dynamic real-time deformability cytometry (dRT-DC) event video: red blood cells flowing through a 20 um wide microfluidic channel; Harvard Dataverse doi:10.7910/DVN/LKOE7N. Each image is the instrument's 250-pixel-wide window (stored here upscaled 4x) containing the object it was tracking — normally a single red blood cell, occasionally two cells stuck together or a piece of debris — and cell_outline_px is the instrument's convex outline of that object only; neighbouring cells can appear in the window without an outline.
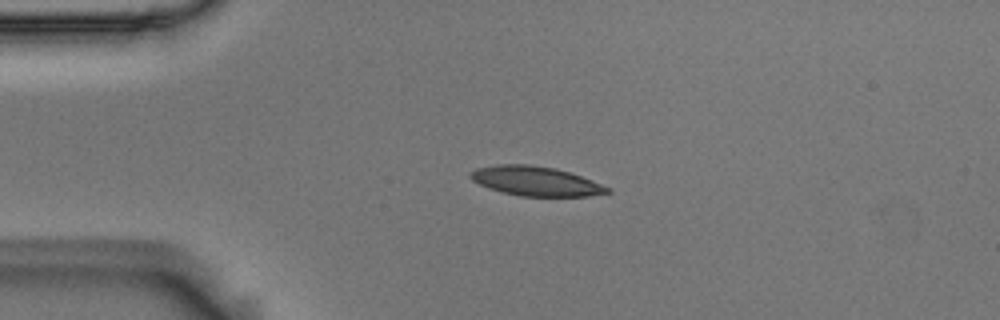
{"species": "Egyptian fruit bat (a non-hibernating species)", "species_latin": "Rousettus aegyptiacus", "temperature_condition": "room temperature", "stored_images_in_passage": 13, "camera_frame_rate_fps": 3000, "um_per_image_px": 0.085, "animal": {"sex": "male"}, "frame": {"image": 1, "passage_image": 2, "time_ms": 0.333, "image_size_px": [1000, 320], "cell_outline_px": [[612, 192], [588, 196], [520, 196], [488, 188], [472, 180], [468, 176], [468, 172], [476, 168], [496, 164], [528, 164], [556, 168], [580, 176], [612, 188]], "centroid_in_image_um": [45.51, 15.39], "position_along_channel_um": 39.5, "area_um2": 23.52}}
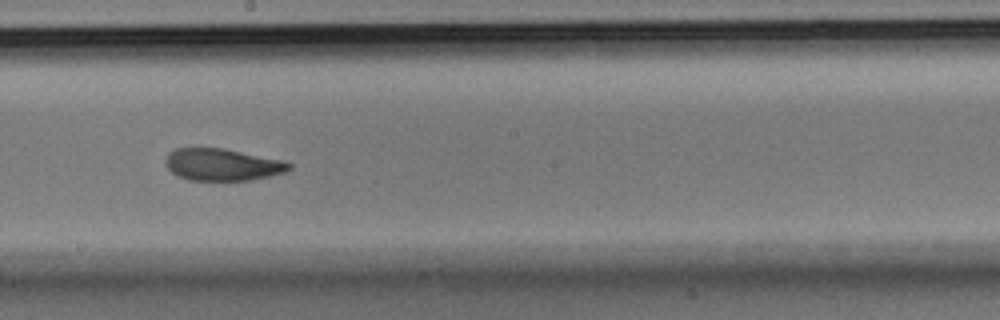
{"frame": {"image": 2, "passage_image": 7, "time_ms": 2.0, "image_size_px": [1000, 320], "cell_outline_px": [[292, 168], [284, 172], [268, 176], [248, 180], [188, 180], [172, 172], [168, 168], [164, 160], [168, 152], [176, 148], [224, 148], [280, 160], [292, 164]], "centroid_in_image_um": [18.86, 13.98], "position_along_channel_um": 229.3, "area_um2": 22.83}}
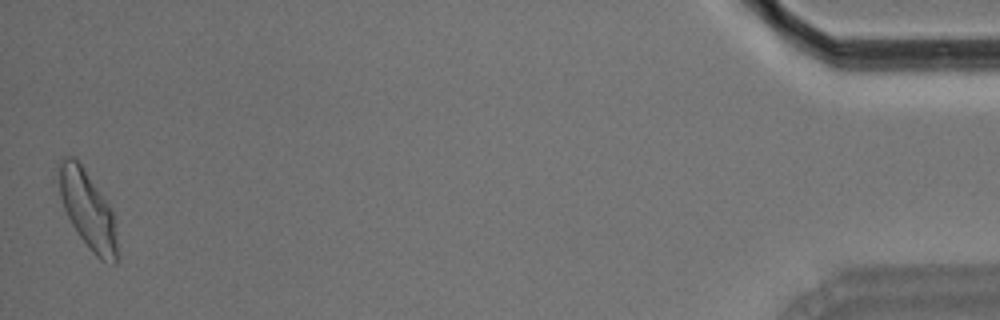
{"frame": {"image": 3, "passage_image": 13, "time_ms": 4.0, "image_size_px": [1000, 320], "cell_outline_px": [[116, 264], [112, 264], [100, 260], [88, 248], [72, 224], [64, 208], [60, 196], [60, 156], [76, 156], [108, 204], [116, 220]], "centroid_in_image_um": [7.46, 17.83], "position_along_channel_um": 427.7, "area_um2": 26.07}}